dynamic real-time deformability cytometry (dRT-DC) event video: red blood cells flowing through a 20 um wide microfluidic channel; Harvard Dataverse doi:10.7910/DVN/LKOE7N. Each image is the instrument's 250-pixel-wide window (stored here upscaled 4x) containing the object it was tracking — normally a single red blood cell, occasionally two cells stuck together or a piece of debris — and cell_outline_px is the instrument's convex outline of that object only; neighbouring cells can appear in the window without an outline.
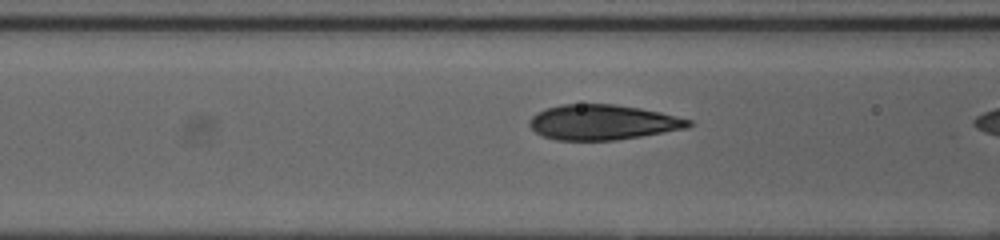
{"species": "human", "species_latin": "Homo sapiens", "temperature_condition": "cold", "stored_images_in_passage": 18, "camera_frame_rate_fps": 3000, "um_per_image_px": 0.085, "donor": {"sex": "female"}, "frame": {"image": 1, "passage_image": 16, "time_ms": 5.0, "image_size_px": [1000, 240], "cell_outline_px": [[692, 124], [688, 128], [616, 140], [556, 140], [544, 136], [536, 132], [528, 124], [528, 120], [536, 112], [544, 108], [560, 104], [616, 104], [640, 108], [660, 112], [692, 120]], "centroid_in_image_um": [51.2, 10.38], "position_along_channel_um": 115.4, "area_um2": 32.66}}